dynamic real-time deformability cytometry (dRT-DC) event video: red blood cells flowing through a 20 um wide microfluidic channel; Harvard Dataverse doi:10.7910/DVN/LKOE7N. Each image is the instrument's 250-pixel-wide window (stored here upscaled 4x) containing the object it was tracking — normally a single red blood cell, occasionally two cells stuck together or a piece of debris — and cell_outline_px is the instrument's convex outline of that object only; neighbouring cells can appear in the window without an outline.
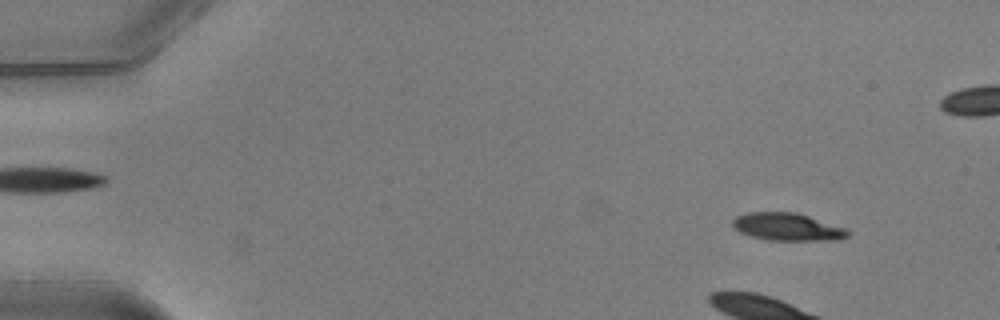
{"species": "common noctule bat (a hibernating species)", "species_latin": "Nyctalus noctula", "temperature_condition": "warm", "stored_images_in_passage": 47, "camera_frame_rate_fps": 3000, "um_per_image_px": 0.085, "animal": {"sex": "male", "body_mass_g": 20.5, "forearm_length_mm": 52.5}, "frame": {"image": 1, "passage_image": 5, "time_ms": 1.333, "image_size_px": [1000, 320], "cell_outline_px": [[852, 232], [848, 236], [840, 240], [768, 240], [752, 236], [740, 232], [732, 228], [732, 220], [736, 216], [748, 212], [796, 212], [848, 228]], "centroid_in_image_um": [66.96, 19.28], "position_along_channel_um": 18.0, "area_um2": 18.79}}